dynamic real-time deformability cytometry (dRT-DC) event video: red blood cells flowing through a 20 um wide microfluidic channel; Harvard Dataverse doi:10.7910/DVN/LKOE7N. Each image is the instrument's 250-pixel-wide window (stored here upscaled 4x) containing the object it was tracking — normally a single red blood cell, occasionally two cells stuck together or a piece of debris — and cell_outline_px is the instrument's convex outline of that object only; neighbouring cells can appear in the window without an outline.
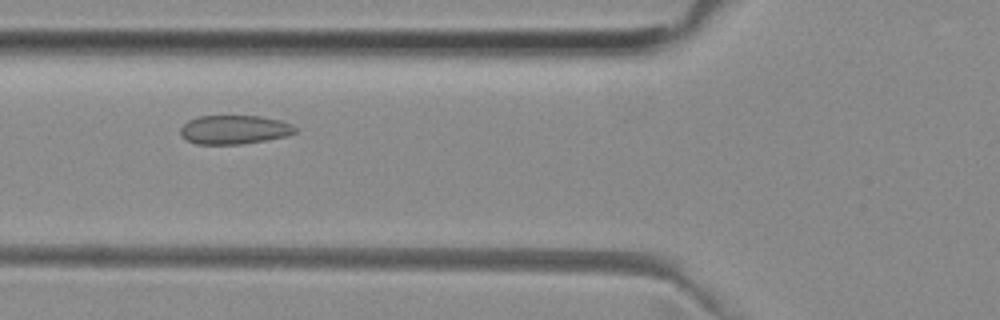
{"species": "common noctule bat (a hibernating species)", "species_latin": "Nyctalus noctula", "temperature_condition": "room temperature", "stored_images_in_passage": 51, "camera_frame_rate_fps": 3000, "um_per_image_px": 0.085, "animal": {"sex": "female", "body_mass_g": 29.2, "forearm_length_mm": 56.3}, "frame": {"image": 1, "passage_image": 18, "time_ms": 5.667, "image_size_px": [1000, 320], "cell_outline_px": [[296, 132], [288, 136], [268, 140], [240, 144], [196, 144], [180, 136], [180, 128], [188, 120], [200, 116], [260, 116], [280, 120], [292, 124], [296, 128]], "centroid_in_image_um": [19.93, 11.02], "position_along_channel_um": 105.9, "area_um2": 19.42}}
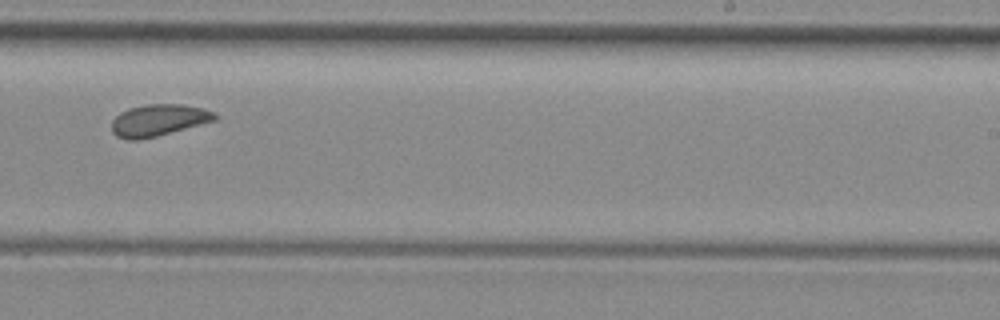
{"frame": {"image": 2, "passage_image": 31, "time_ms": 10.0, "image_size_px": [1000, 320], "cell_outline_px": [[220, 116], [216, 120], [156, 136], [136, 140], [128, 140], [116, 136], [112, 132], [112, 120], [120, 112], [128, 108], [144, 104], [180, 104], [204, 108], [216, 112]], "centroid_in_image_um": [13.48, 10.2], "position_along_channel_um": 275.5, "area_um2": 19.19}}
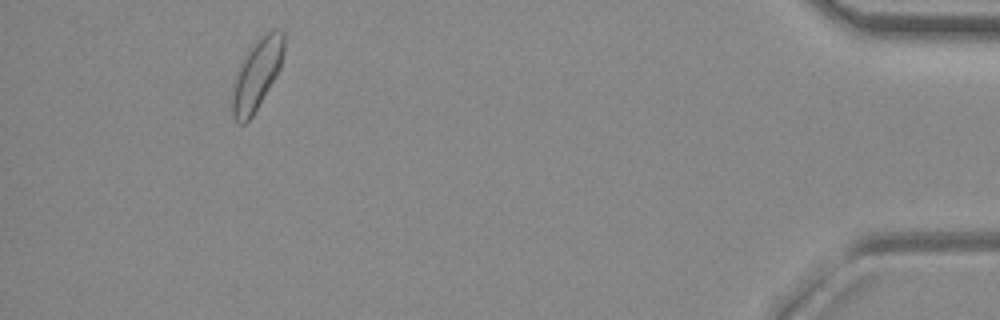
{"frame": {"image": 3, "passage_image": 47, "time_ms": 15.333, "image_size_px": [1000, 320], "cell_outline_px": [[284, 52], [280, 68], [276, 76], [252, 116], [244, 124], [236, 124], [232, 116], [232, 88], [240, 68], [244, 60], [256, 40], [264, 32], [272, 28], [280, 28], [284, 32]], "centroid_in_image_um": [21.86, 6.31], "position_along_channel_um": 413.3, "area_um2": 21.04}}